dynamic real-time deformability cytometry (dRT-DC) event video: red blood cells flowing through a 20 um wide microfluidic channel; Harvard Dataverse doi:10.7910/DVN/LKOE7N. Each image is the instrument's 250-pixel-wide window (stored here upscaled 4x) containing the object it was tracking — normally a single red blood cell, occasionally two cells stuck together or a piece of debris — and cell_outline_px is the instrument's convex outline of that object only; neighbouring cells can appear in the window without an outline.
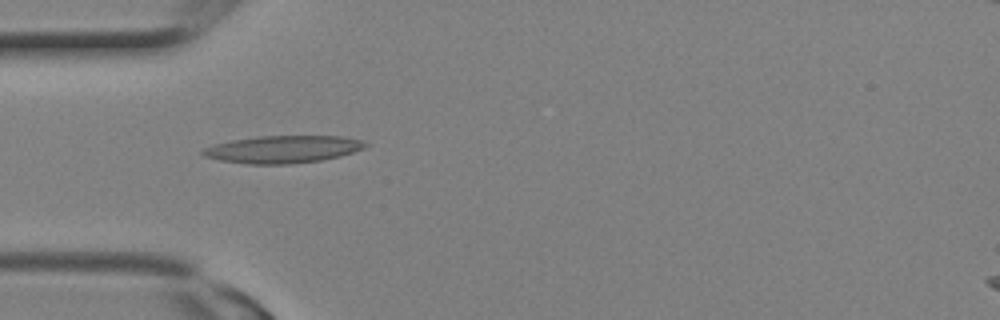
{"species": "Egyptian fruit bat (a non-hibernating species)", "species_latin": "Rousettus aegyptiacus", "temperature_condition": "room temperature", "stored_images_in_passage": 4, "camera_frame_rate_fps": 3000, "um_per_image_px": 0.085, "animal": {"sex": "female"}, "frame": {"image": 1, "passage_image": 1, "time_ms": 0.0, "image_size_px": [1000, 320], "cell_outline_px": [[368, 144], [364, 148], [340, 156], [320, 160], [288, 164], [248, 164], [220, 160], [204, 156], [200, 152], [204, 148], [216, 144], [232, 140], [260, 136], [340, 136], [360, 140]], "centroid_in_image_um": [24.03, 12.69], "position_along_channel_um": 61.0, "area_um2": 25.66}}
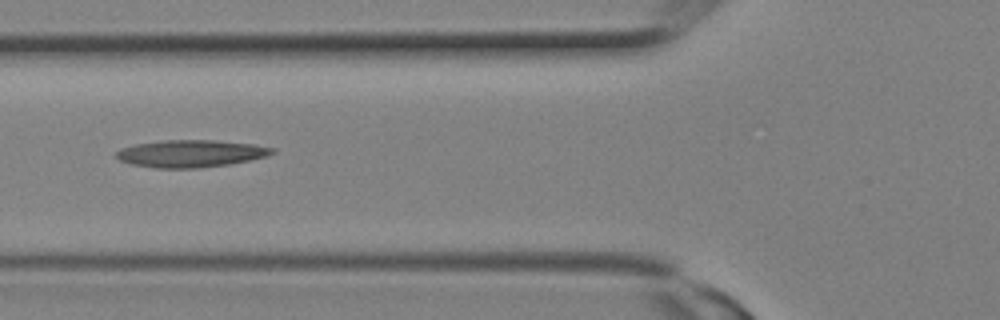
{"frame": {"image": 2, "passage_image": 3, "time_ms": 0.667, "image_size_px": [1000, 320], "cell_outline_px": [[276, 152], [268, 156], [228, 164], [200, 168], [156, 168], [132, 164], [120, 160], [116, 156], [116, 152], [120, 148], [136, 144], [164, 140], [216, 140], [256, 144], [276, 148]], "centroid_in_image_um": [16.26, 13.04], "position_along_channel_um": 109.5, "area_um2": 24.85}}